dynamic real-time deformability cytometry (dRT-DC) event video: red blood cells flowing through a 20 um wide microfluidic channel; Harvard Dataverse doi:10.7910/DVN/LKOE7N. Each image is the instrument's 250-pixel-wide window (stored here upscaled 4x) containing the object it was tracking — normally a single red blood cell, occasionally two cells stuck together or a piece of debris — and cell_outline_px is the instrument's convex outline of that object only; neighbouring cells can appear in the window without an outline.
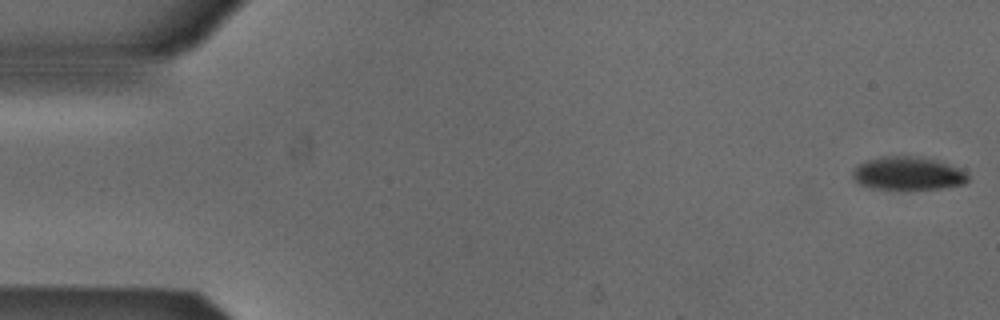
{"species": "Egyptian fruit bat (a non-hibernating species)", "species_latin": "Rousettus aegyptiacus", "temperature_condition": "cold", "stored_images_in_passage": 53, "camera_frame_rate_fps": 3000, "um_per_image_px": 0.085, "animal": {"sex": "male"}, "frame": {"image": 1, "passage_image": 1, "time_ms": 0.0, "image_size_px": [1000, 320], "cell_outline_px": [[968, 180], [964, 184], [944, 188], [904, 192], [872, 188], [860, 184], [852, 176], [852, 172], [864, 160], [880, 156], [920, 156], [940, 160], [960, 168], [968, 176]], "centroid_in_image_um": [77.19, 14.77], "position_along_channel_um": 7.8, "area_um2": 23.29}}
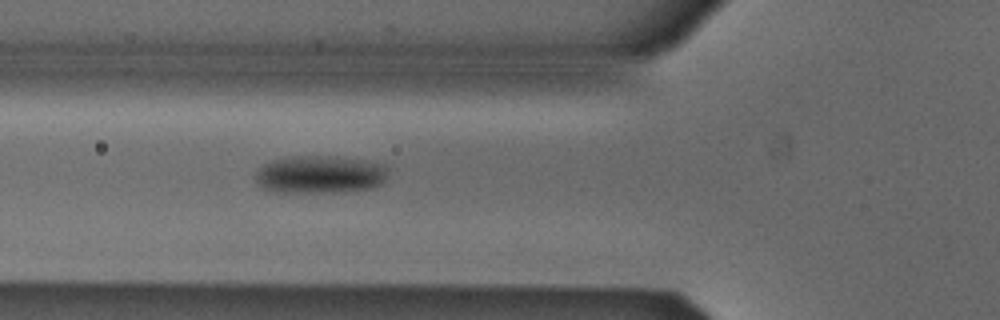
{"frame": {"image": 2, "passage_image": 19, "time_ms": 6.0, "image_size_px": [1000, 320], "cell_outline_px": [[388, 168], [384, 180], [380, 184], [372, 188], [344, 192], [272, 192], [256, 184], [256, 172], [264, 164], [272, 160], [288, 156], [336, 156], [364, 160], [388, 164]], "centroid_in_image_um": [27.21, 14.82], "position_along_channel_um": 98.6, "area_um2": 29.59}}
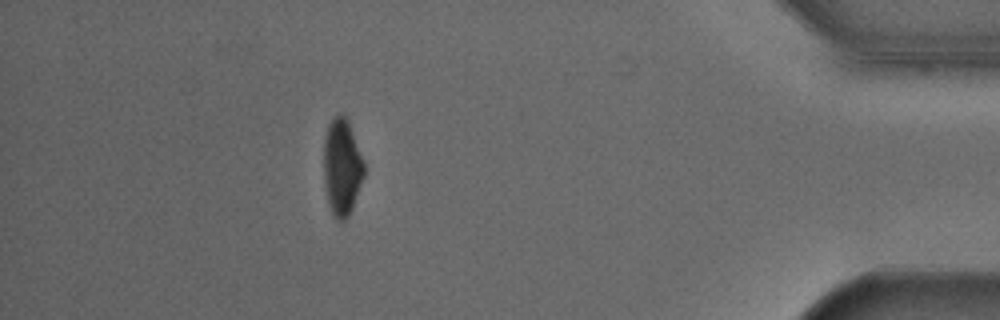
{"frame": {"image": 3, "passage_image": 47, "time_ms": 15.333, "image_size_px": [1000, 320], "cell_outline_px": [[364, 176], [352, 208], [348, 216], [344, 220], [336, 220], [332, 216], [328, 204], [324, 188], [324, 136], [328, 124], [340, 112], [344, 112], [348, 120], [364, 164]], "centroid_in_image_um": [29.04, 14.21], "position_along_channel_um": 406.2, "area_um2": 22.83}, "authors_computed_cell_mechanics": {"area_um2": 25.6054, "velocity_mm_per_s": 3.8617, "shape_relaxation_time_tau1_ms": 3.2413, "shape_relaxation_time_tau2_ms": null, "deformation_change_tau1": 0.0978, "deformation_change_tau2": null}}